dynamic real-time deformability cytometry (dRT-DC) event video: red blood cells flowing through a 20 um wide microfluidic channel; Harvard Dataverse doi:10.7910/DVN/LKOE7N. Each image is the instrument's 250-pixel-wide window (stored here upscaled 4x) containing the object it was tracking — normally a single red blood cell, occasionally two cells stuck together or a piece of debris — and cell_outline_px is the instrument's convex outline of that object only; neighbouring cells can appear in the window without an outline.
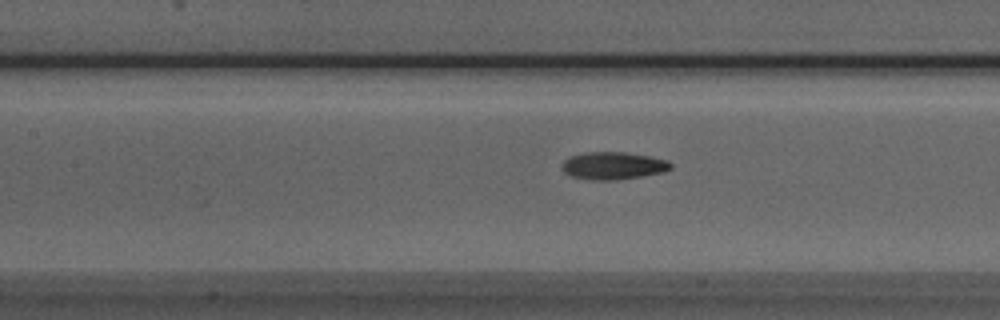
{"species": "Egyptian fruit bat (a non-hibernating species)", "species_latin": "Rousettus aegyptiacus", "temperature_condition": "room temperature", "stored_images_in_passage": 53, "camera_frame_rate_fps": 3000, "um_per_image_px": 0.085, "animal": {"sex": "male"}, "frame": {"image": 1, "passage_image": 23, "time_ms": 7.333, "image_size_px": [1000, 320], "cell_outline_px": [[672, 168], [664, 172], [640, 176], [608, 180], [592, 180], [572, 176], [564, 172], [560, 168], [560, 164], [564, 160], [572, 156], [584, 152], [624, 152], [652, 156], [668, 160], [672, 164]], "centroid_in_image_um": [52.12, 14.07], "position_along_channel_um": 155.3, "area_um2": 17.46}}
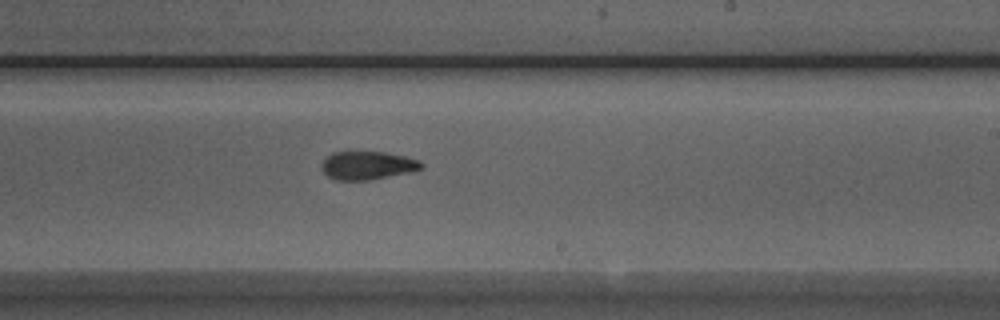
{"frame": {"image": 2, "passage_image": 31, "time_ms": 10.0, "image_size_px": [1000, 320], "cell_outline_px": [[424, 168], [408, 172], [368, 180], [336, 180], [328, 176], [320, 168], [320, 164], [332, 152], [384, 152], [404, 156], [420, 160], [424, 164]], "centroid_in_image_um": [31.23, 14.06], "position_along_channel_um": 257.8, "area_um2": 16.36}}
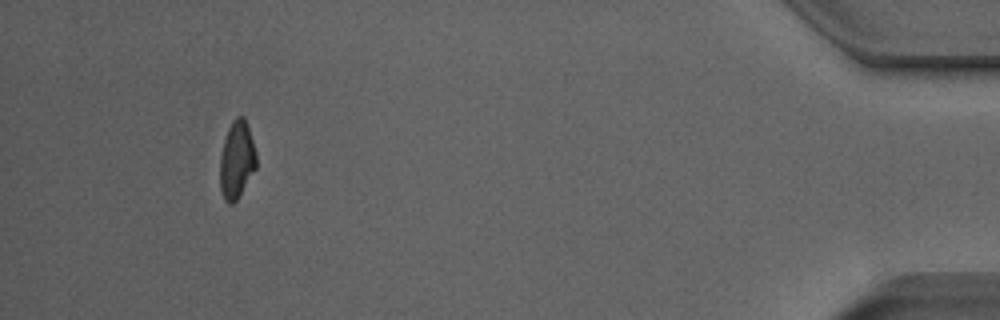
{"frame": {"image": 3, "passage_image": 49, "time_ms": 16.0, "image_size_px": [1000, 320], "cell_outline_px": [[256, 168], [236, 200], [232, 204], [228, 204], [224, 200], [220, 188], [220, 156], [224, 140], [228, 128], [232, 120], [236, 116], [244, 116], [248, 124], [256, 152]], "centroid_in_image_um": [20.12, 13.56], "position_along_channel_um": 415.1, "area_um2": 16.47}, "authors_computed_cell_mechanics": {"area_um2": 16.762, "velocity_mm_per_s": 3.854, "shape_relaxation_time_tau1_ms": 4.9274, "shape_relaxation_time_tau2_ms": 3.4699, "deformation_change_tau1": 0.1714, "deformation_change_tau2": 0.0909}}